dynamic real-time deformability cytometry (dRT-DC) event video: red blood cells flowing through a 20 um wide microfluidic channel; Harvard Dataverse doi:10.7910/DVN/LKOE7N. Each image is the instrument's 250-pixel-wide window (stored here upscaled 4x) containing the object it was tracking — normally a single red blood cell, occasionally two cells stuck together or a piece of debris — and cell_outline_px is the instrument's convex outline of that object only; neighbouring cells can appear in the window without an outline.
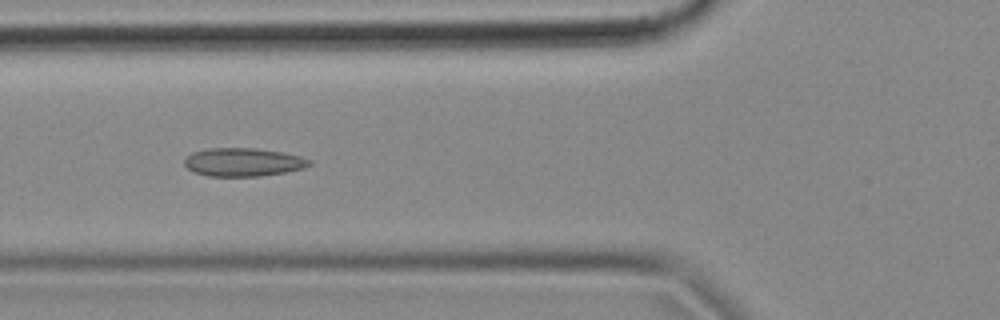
{"species": "common noctule bat (a hibernating species)", "species_latin": "Nyctalus noctula", "temperature_condition": "cold", "stored_images_in_passage": 53, "camera_frame_rate_fps": 3000, "um_per_image_px": 0.085, "animal": {"sex": "female", "body_mass_g": 18.4}, "frame": {"image": 1, "passage_image": 19, "time_ms": 6.0, "image_size_px": [1000, 320], "cell_outline_px": [[312, 164], [304, 168], [284, 172], [260, 176], [208, 176], [192, 172], [184, 164], [184, 160], [192, 152], [208, 148], [256, 148], [280, 152], [300, 156], [312, 160]], "centroid_in_image_um": [20.66, 13.78], "position_along_channel_um": 105.1, "area_um2": 20.63}}
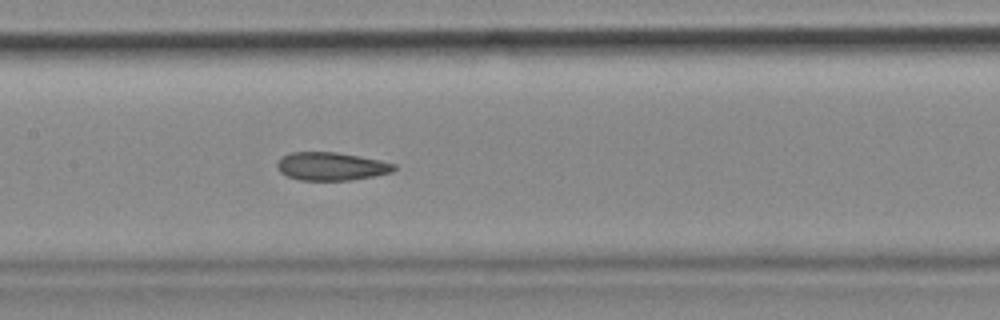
{"frame": {"image": 2, "passage_image": 25, "time_ms": 8.0, "image_size_px": [1000, 320], "cell_outline_px": [[396, 168], [392, 172], [372, 176], [348, 180], [300, 180], [288, 176], [280, 172], [276, 168], [276, 164], [288, 152], [336, 152], [360, 156], [380, 160], [396, 164]], "centroid_in_image_um": [28.15, 14.13], "position_along_channel_um": 179.3, "area_um2": 19.07}}
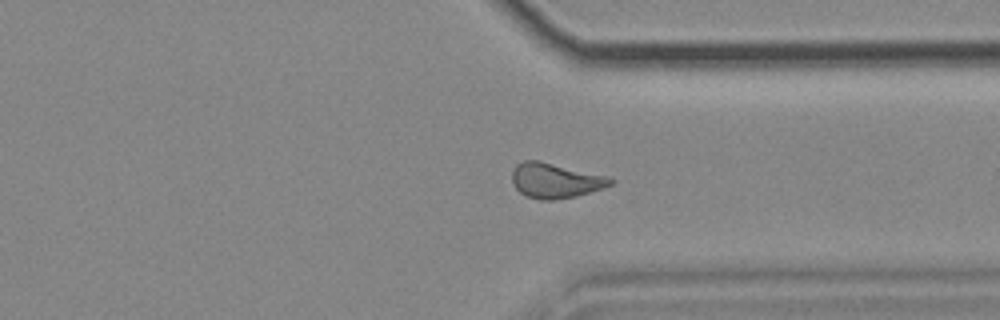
{"frame": {"image": 3, "passage_image": 40, "time_ms": 13.0, "image_size_px": [1000, 320], "cell_outline_px": [[616, 180], [612, 184], [604, 188], [576, 196], [556, 200], [540, 200], [528, 196], [520, 192], [516, 188], [512, 180], [512, 168], [516, 164], [524, 160], [540, 160], [604, 176]], "centroid_in_image_um": [47.17, 15.35], "position_along_channel_um": 364.2, "area_um2": 20.0}, "authors_computed_cell_mechanics": {"area_um2": 20.1144, "velocity_mm_per_s": 3.7021, "shape_relaxation_time_tau1_ms": null, "shape_relaxation_time_tau2_ms": 3.1809, "deformation_change_tau1": null, "deformation_change_tau2": 0.0853}}